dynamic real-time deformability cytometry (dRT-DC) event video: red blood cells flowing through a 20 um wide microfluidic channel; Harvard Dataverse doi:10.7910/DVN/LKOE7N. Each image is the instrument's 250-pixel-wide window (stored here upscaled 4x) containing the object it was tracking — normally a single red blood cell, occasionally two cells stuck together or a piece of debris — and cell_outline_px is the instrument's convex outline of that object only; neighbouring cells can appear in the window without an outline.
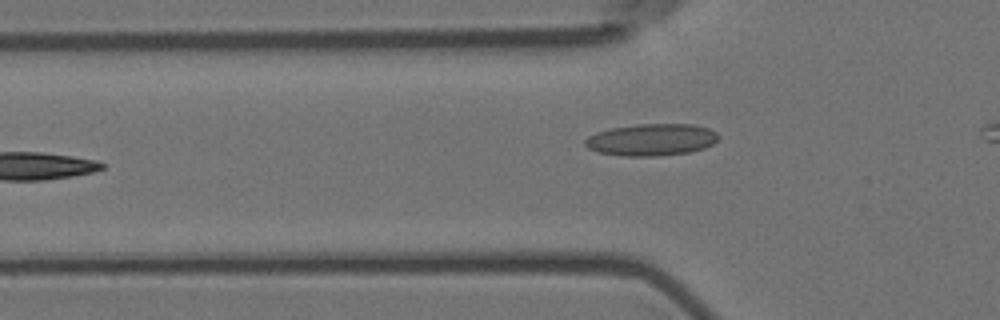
{"species": "Egyptian fruit bat (a non-hibernating species)", "species_latin": "Rousettus aegyptiacus", "temperature_condition": "room temperature", "stored_images_in_passage": 37, "camera_frame_rate_fps": 3000, "um_per_image_px": 0.085, "animal": {"sex": "female"}, "frame": {"image": 1, "passage_image": 3, "time_ms": 0.667, "image_size_px": [1000, 320], "cell_outline_px": [[720, 136], [712, 144], [704, 148], [688, 152], [656, 156], [624, 156], [600, 152], [588, 148], [584, 144], [584, 140], [588, 136], [596, 132], [612, 128], [636, 124], [692, 124], [708, 128], [716, 132]], "centroid_in_image_um": [55.37, 11.87], "position_along_channel_um": 70.4, "area_um2": 24.74}}
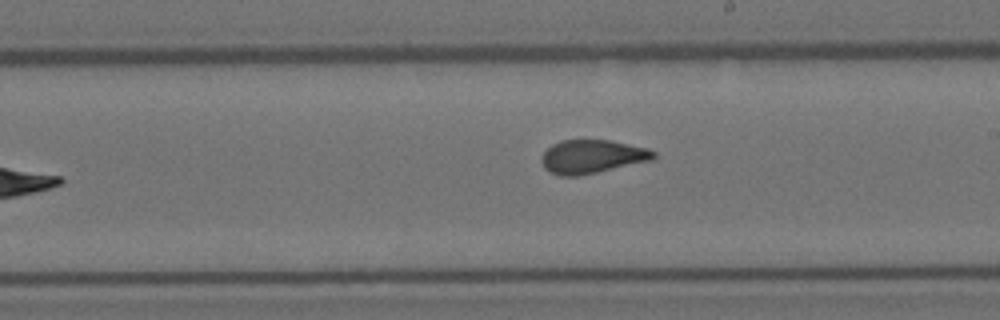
{"frame": {"image": 2, "passage_image": 17, "time_ms": 5.333, "image_size_px": [1000, 320], "cell_outline_px": [[656, 156], [652, 160], [596, 172], [576, 176], [560, 176], [544, 168], [540, 160], [540, 156], [552, 144], [560, 140], [608, 140], [648, 148], [656, 152]], "centroid_in_image_um": [50.3, 13.3], "position_along_channel_um": 238.7, "area_um2": 21.79}}
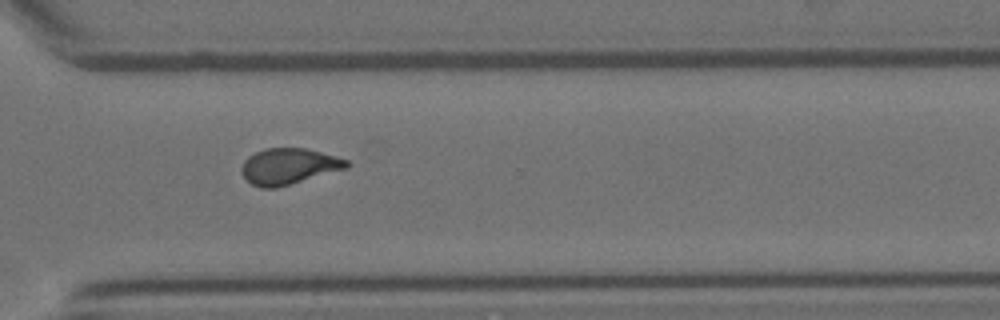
{"frame": {"image": 3, "passage_image": 26, "time_ms": 8.333, "image_size_px": [1000, 320], "cell_outline_px": [[352, 164], [348, 168], [276, 188], [260, 188], [252, 184], [244, 176], [240, 168], [244, 160], [248, 156], [264, 148], [304, 148], [336, 156], [348, 160]], "centroid_in_image_um": [24.55, 14.13], "position_along_channel_um": 346.0, "area_um2": 22.08}, "authors_computed_cell_mechanics": {"area_um2": 22.1952, "velocity_mm_per_s": 3.5889, "shape_relaxation_time_tau1_ms": null, "shape_relaxation_time_tau2_ms": 1.1299, "deformation_change_tau1": null, "deformation_change_tau2": 0.0723}}